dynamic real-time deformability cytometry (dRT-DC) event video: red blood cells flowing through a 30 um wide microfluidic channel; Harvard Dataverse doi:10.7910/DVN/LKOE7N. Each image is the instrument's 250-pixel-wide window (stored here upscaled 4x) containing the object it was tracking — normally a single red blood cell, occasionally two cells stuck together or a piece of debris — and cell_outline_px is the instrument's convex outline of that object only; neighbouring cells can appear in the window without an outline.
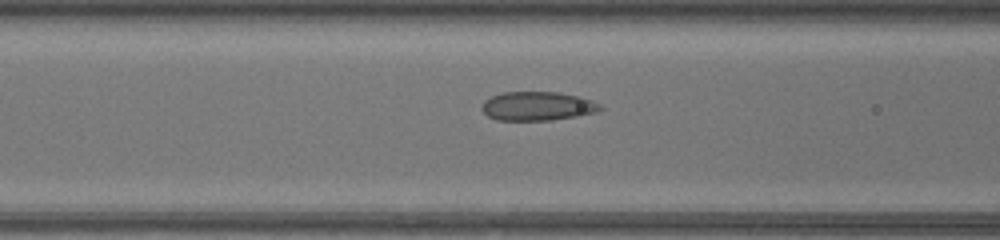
{"species": "common noctule bat (a hibernating species)", "species_latin": "Nyctalus noctula", "temperature_condition": "warm", "stored_images_in_passage": 34, "camera_frame_rate_fps": 3000, "um_per_image_px": 0.085, "animal": {"sex": "female", "body_mass_g": 17.0, "forearm_length_mm": 48.0}, "frame": {"image": 1, "passage_image": 6, "time_ms": 1.667, "image_size_px": [1000, 240], "cell_outline_px": [[604, 108], [596, 112], [576, 116], [552, 120], [496, 120], [488, 116], [480, 108], [484, 100], [492, 96], [504, 92], [556, 92], [580, 96], [592, 100], [600, 104]], "centroid_in_image_um": [45.69, 9.02], "position_along_channel_um": 120.9, "area_um2": 20.0}}
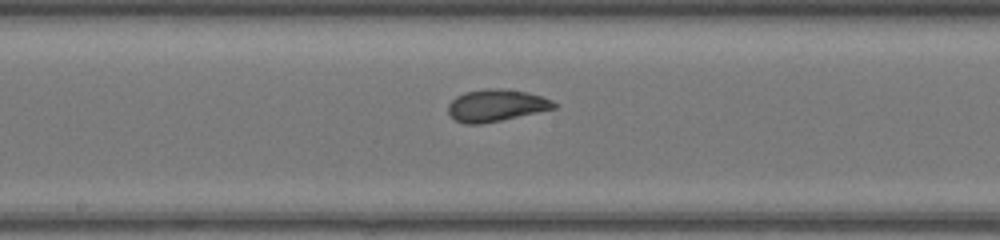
{"frame": {"image": 2, "passage_image": 12, "time_ms": 3.667, "image_size_px": [1000, 240], "cell_outline_px": [[560, 104], [556, 108], [500, 120], [480, 124], [464, 124], [456, 120], [448, 112], [448, 104], [456, 96], [464, 92], [484, 88], [504, 88], [528, 92], [552, 100]], "centroid_in_image_um": [42.18, 8.94], "position_along_channel_um": 206.0, "area_um2": 19.83}}
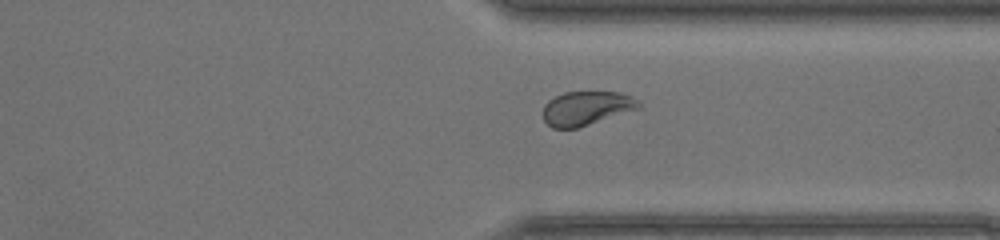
{"frame": {"image": 3, "passage_image": 23, "time_ms": 7.333, "image_size_px": [1000, 240], "cell_outline_px": [[640, 108], [576, 128], [552, 128], [544, 120], [544, 104], [548, 100], [564, 92], [620, 92], [632, 96], [640, 104]], "centroid_in_image_um": [49.83, 9.19], "position_along_channel_um": 361.6, "area_um2": 18.73}, "authors_computed_cell_mechanics": {"area_um2": 19.9988, "velocity_mm_per_s": 4.2559, "shape_relaxation_time_tau1_ms": 6.2893, "shape_relaxation_time_tau2_ms": 0.7307, "deformation_change_tau1": 0.1639, "deformation_change_tau2": 0.0535}}